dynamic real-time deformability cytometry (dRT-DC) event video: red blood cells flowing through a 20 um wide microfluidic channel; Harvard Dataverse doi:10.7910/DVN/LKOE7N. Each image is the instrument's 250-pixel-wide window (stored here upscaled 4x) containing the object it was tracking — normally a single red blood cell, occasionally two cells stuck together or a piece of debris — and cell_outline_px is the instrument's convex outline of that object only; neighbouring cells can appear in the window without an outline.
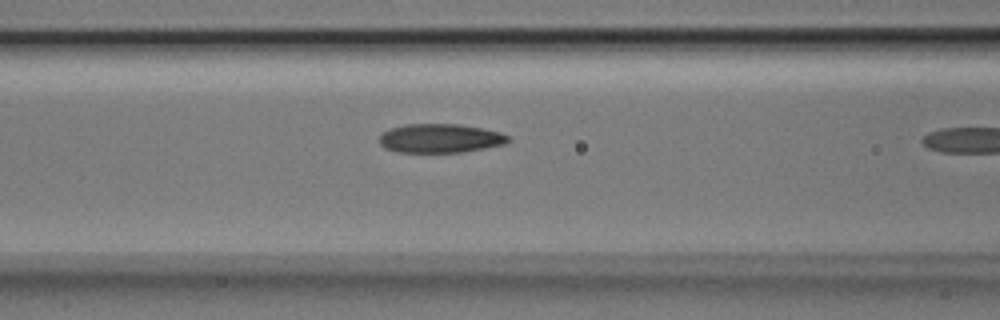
{"species": "Egyptian fruit bat (a non-hibernating species)", "species_latin": "Rousettus aegyptiacus", "temperature_condition": "room temperature", "stored_images_in_passage": 11, "camera_frame_rate_fps": 3000, "um_per_image_px": 0.085, "animal": {"sex": "male"}, "frame": {"image": 1, "passage_image": 10, "time_ms": 3.0, "image_size_px": [1000, 320], "cell_outline_px": [[512, 140], [504, 144], [464, 152], [396, 152], [384, 148], [380, 144], [380, 136], [384, 132], [392, 128], [404, 124], [460, 124], [484, 128], [500, 132], [508, 136]], "centroid_in_image_um": [37.44, 11.75], "position_along_channel_um": 129.2, "area_um2": 21.79}}